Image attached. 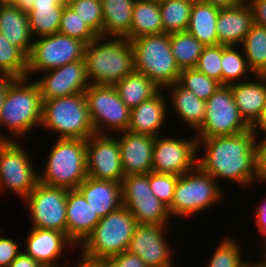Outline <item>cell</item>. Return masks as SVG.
Instances as JSON below:
<instances>
[{
  "label": "cell",
  "instance_id": "obj_1",
  "mask_svg": "<svg viewBox=\"0 0 266 267\" xmlns=\"http://www.w3.org/2000/svg\"><path fill=\"white\" fill-rule=\"evenodd\" d=\"M198 150L205 153L197 158V165L217 181L226 179L243 188L256 180V142L250 130L225 136L197 138ZM203 145V146H200Z\"/></svg>",
  "mask_w": 266,
  "mask_h": 267
},
{
  "label": "cell",
  "instance_id": "obj_2",
  "mask_svg": "<svg viewBox=\"0 0 266 267\" xmlns=\"http://www.w3.org/2000/svg\"><path fill=\"white\" fill-rule=\"evenodd\" d=\"M84 59L90 84L115 86L134 71V51L126 37L98 36L86 45Z\"/></svg>",
  "mask_w": 266,
  "mask_h": 267
},
{
  "label": "cell",
  "instance_id": "obj_3",
  "mask_svg": "<svg viewBox=\"0 0 266 267\" xmlns=\"http://www.w3.org/2000/svg\"><path fill=\"white\" fill-rule=\"evenodd\" d=\"M42 120V99L38 84L28 78H15L7 88L0 114V127H6L12 137H1L10 141L21 140ZM14 137V138H13Z\"/></svg>",
  "mask_w": 266,
  "mask_h": 267
},
{
  "label": "cell",
  "instance_id": "obj_4",
  "mask_svg": "<svg viewBox=\"0 0 266 267\" xmlns=\"http://www.w3.org/2000/svg\"><path fill=\"white\" fill-rule=\"evenodd\" d=\"M130 41L134 71L146 75L160 89L178 82L181 69L172 55L170 34L144 35Z\"/></svg>",
  "mask_w": 266,
  "mask_h": 267
},
{
  "label": "cell",
  "instance_id": "obj_5",
  "mask_svg": "<svg viewBox=\"0 0 266 267\" xmlns=\"http://www.w3.org/2000/svg\"><path fill=\"white\" fill-rule=\"evenodd\" d=\"M41 126L59 139H88L95 134L84 93L42 101Z\"/></svg>",
  "mask_w": 266,
  "mask_h": 267
},
{
  "label": "cell",
  "instance_id": "obj_6",
  "mask_svg": "<svg viewBox=\"0 0 266 267\" xmlns=\"http://www.w3.org/2000/svg\"><path fill=\"white\" fill-rule=\"evenodd\" d=\"M39 182L51 187L76 189L87 177L86 140L56 139Z\"/></svg>",
  "mask_w": 266,
  "mask_h": 267
},
{
  "label": "cell",
  "instance_id": "obj_7",
  "mask_svg": "<svg viewBox=\"0 0 266 267\" xmlns=\"http://www.w3.org/2000/svg\"><path fill=\"white\" fill-rule=\"evenodd\" d=\"M136 225L131 212L120 206L101 218L80 244L81 253L95 259H107L128 250Z\"/></svg>",
  "mask_w": 266,
  "mask_h": 267
},
{
  "label": "cell",
  "instance_id": "obj_8",
  "mask_svg": "<svg viewBox=\"0 0 266 267\" xmlns=\"http://www.w3.org/2000/svg\"><path fill=\"white\" fill-rule=\"evenodd\" d=\"M217 180L198 165L180 175L175 187L171 206L168 208L170 216L187 217L200 213L211 205L217 204L224 198V194Z\"/></svg>",
  "mask_w": 266,
  "mask_h": 267
},
{
  "label": "cell",
  "instance_id": "obj_9",
  "mask_svg": "<svg viewBox=\"0 0 266 267\" xmlns=\"http://www.w3.org/2000/svg\"><path fill=\"white\" fill-rule=\"evenodd\" d=\"M86 43L59 32L33 39L26 77L84 59Z\"/></svg>",
  "mask_w": 266,
  "mask_h": 267
},
{
  "label": "cell",
  "instance_id": "obj_10",
  "mask_svg": "<svg viewBox=\"0 0 266 267\" xmlns=\"http://www.w3.org/2000/svg\"><path fill=\"white\" fill-rule=\"evenodd\" d=\"M95 134L127 131L130 109L121 100L114 86L91 84L84 92Z\"/></svg>",
  "mask_w": 266,
  "mask_h": 267
},
{
  "label": "cell",
  "instance_id": "obj_11",
  "mask_svg": "<svg viewBox=\"0 0 266 267\" xmlns=\"http://www.w3.org/2000/svg\"><path fill=\"white\" fill-rule=\"evenodd\" d=\"M122 205L134 216L137 224L167 225L171 217L152 192L148 174L127 175L121 182Z\"/></svg>",
  "mask_w": 266,
  "mask_h": 267
},
{
  "label": "cell",
  "instance_id": "obj_12",
  "mask_svg": "<svg viewBox=\"0 0 266 267\" xmlns=\"http://www.w3.org/2000/svg\"><path fill=\"white\" fill-rule=\"evenodd\" d=\"M250 130L235 103L231 86L221 85L206 101V115L197 138L235 135Z\"/></svg>",
  "mask_w": 266,
  "mask_h": 267
},
{
  "label": "cell",
  "instance_id": "obj_13",
  "mask_svg": "<svg viewBox=\"0 0 266 267\" xmlns=\"http://www.w3.org/2000/svg\"><path fill=\"white\" fill-rule=\"evenodd\" d=\"M19 141H9L0 152V191L10 189L22 201L39 182V173Z\"/></svg>",
  "mask_w": 266,
  "mask_h": 267
},
{
  "label": "cell",
  "instance_id": "obj_14",
  "mask_svg": "<svg viewBox=\"0 0 266 267\" xmlns=\"http://www.w3.org/2000/svg\"><path fill=\"white\" fill-rule=\"evenodd\" d=\"M68 189L40 182L23 200L29 208L34 228L50 229L66 234V198Z\"/></svg>",
  "mask_w": 266,
  "mask_h": 267
},
{
  "label": "cell",
  "instance_id": "obj_15",
  "mask_svg": "<svg viewBox=\"0 0 266 267\" xmlns=\"http://www.w3.org/2000/svg\"><path fill=\"white\" fill-rule=\"evenodd\" d=\"M155 137L152 154L153 172L177 176L191 171L197 166L198 140L177 138L163 134Z\"/></svg>",
  "mask_w": 266,
  "mask_h": 267
},
{
  "label": "cell",
  "instance_id": "obj_16",
  "mask_svg": "<svg viewBox=\"0 0 266 267\" xmlns=\"http://www.w3.org/2000/svg\"><path fill=\"white\" fill-rule=\"evenodd\" d=\"M86 170L94 179L122 182L125 174L117 137L106 133L86 139Z\"/></svg>",
  "mask_w": 266,
  "mask_h": 267
},
{
  "label": "cell",
  "instance_id": "obj_17",
  "mask_svg": "<svg viewBox=\"0 0 266 267\" xmlns=\"http://www.w3.org/2000/svg\"><path fill=\"white\" fill-rule=\"evenodd\" d=\"M45 76L35 80L42 101L84 93L91 85L87 77L85 59L67 63L43 72Z\"/></svg>",
  "mask_w": 266,
  "mask_h": 267
},
{
  "label": "cell",
  "instance_id": "obj_18",
  "mask_svg": "<svg viewBox=\"0 0 266 267\" xmlns=\"http://www.w3.org/2000/svg\"><path fill=\"white\" fill-rule=\"evenodd\" d=\"M167 225L137 224L128 251L139 256L148 267H174L172 249L165 237Z\"/></svg>",
  "mask_w": 266,
  "mask_h": 267
},
{
  "label": "cell",
  "instance_id": "obj_19",
  "mask_svg": "<svg viewBox=\"0 0 266 267\" xmlns=\"http://www.w3.org/2000/svg\"><path fill=\"white\" fill-rule=\"evenodd\" d=\"M70 246L76 248L75 244L63 232L31 227L23 252L43 267H65L55 262L63 255V250L67 249L65 247L70 248Z\"/></svg>",
  "mask_w": 266,
  "mask_h": 267
},
{
  "label": "cell",
  "instance_id": "obj_20",
  "mask_svg": "<svg viewBox=\"0 0 266 267\" xmlns=\"http://www.w3.org/2000/svg\"><path fill=\"white\" fill-rule=\"evenodd\" d=\"M122 134V135H121ZM117 140L121 152V165L125 176L148 174L152 169V154L155 136L120 132Z\"/></svg>",
  "mask_w": 266,
  "mask_h": 267
},
{
  "label": "cell",
  "instance_id": "obj_21",
  "mask_svg": "<svg viewBox=\"0 0 266 267\" xmlns=\"http://www.w3.org/2000/svg\"><path fill=\"white\" fill-rule=\"evenodd\" d=\"M101 220L77 189L68 190L66 198V235L81 244Z\"/></svg>",
  "mask_w": 266,
  "mask_h": 267
},
{
  "label": "cell",
  "instance_id": "obj_22",
  "mask_svg": "<svg viewBox=\"0 0 266 267\" xmlns=\"http://www.w3.org/2000/svg\"><path fill=\"white\" fill-rule=\"evenodd\" d=\"M253 13L246 0L219 10L216 30L219 44L238 46L253 24Z\"/></svg>",
  "mask_w": 266,
  "mask_h": 267
},
{
  "label": "cell",
  "instance_id": "obj_23",
  "mask_svg": "<svg viewBox=\"0 0 266 267\" xmlns=\"http://www.w3.org/2000/svg\"><path fill=\"white\" fill-rule=\"evenodd\" d=\"M161 89L151 99L139 104L130 111V122L127 131L135 134L158 136L163 125L166 123V117L169 101L166 102ZM166 102V103H165ZM160 130V131H159Z\"/></svg>",
  "mask_w": 266,
  "mask_h": 267
},
{
  "label": "cell",
  "instance_id": "obj_24",
  "mask_svg": "<svg viewBox=\"0 0 266 267\" xmlns=\"http://www.w3.org/2000/svg\"><path fill=\"white\" fill-rule=\"evenodd\" d=\"M100 218L122 206L121 183L87 177L76 188Z\"/></svg>",
  "mask_w": 266,
  "mask_h": 267
},
{
  "label": "cell",
  "instance_id": "obj_25",
  "mask_svg": "<svg viewBox=\"0 0 266 267\" xmlns=\"http://www.w3.org/2000/svg\"><path fill=\"white\" fill-rule=\"evenodd\" d=\"M0 34L27 56L30 55L33 37L25 6L0 4Z\"/></svg>",
  "mask_w": 266,
  "mask_h": 267
},
{
  "label": "cell",
  "instance_id": "obj_26",
  "mask_svg": "<svg viewBox=\"0 0 266 267\" xmlns=\"http://www.w3.org/2000/svg\"><path fill=\"white\" fill-rule=\"evenodd\" d=\"M253 81L230 85L235 103L245 122L251 126L266 105V75H254Z\"/></svg>",
  "mask_w": 266,
  "mask_h": 267
},
{
  "label": "cell",
  "instance_id": "obj_27",
  "mask_svg": "<svg viewBox=\"0 0 266 267\" xmlns=\"http://www.w3.org/2000/svg\"><path fill=\"white\" fill-rule=\"evenodd\" d=\"M64 6L57 0H32L25 6L33 39L58 32Z\"/></svg>",
  "mask_w": 266,
  "mask_h": 267
},
{
  "label": "cell",
  "instance_id": "obj_28",
  "mask_svg": "<svg viewBox=\"0 0 266 267\" xmlns=\"http://www.w3.org/2000/svg\"><path fill=\"white\" fill-rule=\"evenodd\" d=\"M169 98L179 119L195 131L202 125L206 115V101L198 98L192 91L183 88L178 82L166 86Z\"/></svg>",
  "mask_w": 266,
  "mask_h": 267
},
{
  "label": "cell",
  "instance_id": "obj_29",
  "mask_svg": "<svg viewBox=\"0 0 266 267\" xmlns=\"http://www.w3.org/2000/svg\"><path fill=\"white\" fill-rule=\"evenodd\" d=\"M219 10L200 0H195L192 5L187 31L204 46L219 45L216 30Z\"/></svg>",
  "mask_w": 266,
  "mask_h": 267
},
{
  "label": "cell",
  "instance_id": "obj_30",
  "mask_svg": "<svg viewBox=\"0 0 266 267\" xmlns=\"http://www.w3.org/2000/svg\"><path fill=\"white\" fill-rule=\"evenodd\" d=\"M136 0H101L103 37H125L130 32Z\"/></svg>",
  "mask_w": 266,
  "mask_h": 267
},
{
  "label": "cell",
  "instance_id": "obj_31",
  "mask_svg": "<svg viewBox=\"0 0 266 267\" xmlns=\"http://www.w3.org/2000/svg\"><path fill=\"white\" fill-rule=\"evenodd\" d=\"M163 33L161 10L159 3L149 0H136L133 7L130 32L127 39H135L144 35Z\"/></svg>",
  "mask_w": 266,
  "mask_h": 267
},
{
  "label": "cell",
  "instance_id": "obj_32",
  "mask_svg": "<svg viewBox=\"0 0 266 267\" xmlns=\"http://www.w3.org/2000/svg\"><path fill=\"white\" fill-rule=\"evenodd\" d=\"M123 103L131 110L151 99L161 89L146 75L133 71L115 86Z\"/></svg>",
  "mask_w": 266,
  "mask_h": 267
},
{
  "label": "cell",
  "instance_id": "obj_33",
  "mask_svg": "<svg viewBox=\"0 0 266 267\" xmlns=\"http://www.w3.org/2000/svg\"><path fill=\"white\" fill-rule=\"evenodd\" d=\"M241 45L249 69L254 75H266V26L253 23Z\"/></svg>",
  "mask_w": 266,
  "mask_h": 267
},
{
  "label": "cell",
  "instance_id": "obj_34",
  "mask_svg": "<svg viewBox=\"0 0 266 267\" xmlns=\"http://www.w3.org/2000/svg\"><path fill=\"white\" fill-rule=\"evenodd\" d=\"M170 45L179 68H195L204 45L188 31L170 34Z\"/></svg>",
  "mask_w": 266,
  "mask_h": 267
},
{
  "label": "cell",
  "instance_id": "obj_35",
  "mask_svg": "<svg viewBox=\"0 0 266 267\" xmlns=\"http://www.w3.org/2000/svg\"><path fill=\"white\" fill-rule=\"evenodd\" d=\"M195 0H168L159 4L163 33L187 31L191 8Z\"/></svg>",
  "mask_w": 266,
  "mask_h": 267
},
{
  "label": "cell",
  "instance_id": "obj_36",
  "mask_svg": "<svg viewBox=\"0 0 266 267\" xmlns=\"http://www.w3.org/2000/svg\"><path fill=\"white\" fill-rule=\"evenodd\" d=\"M28 56L0 34V72L4 76L26 78Z\"/></svg>",
  "mask_w": 266,
  "mask_h": 267
},
{
  "label": "cell",
  "instance_id": "obj_37",
  "mask_svg": "<svg viewBox=\"0 0 266 267\" xmlns=\"http://www.w3.org/2000/svg\"><path fill=\"white\" fill-rule=\"evenodd\" d=\"M236 48L237 46L222 45V85L230 86L240 82L242 78L245 80V75L249 73L254 76L248 67L245 54Z\"/></svg>",
  "mask_w": 266,
  "mask_h": 267
},
{
  "label": "cell",
  "instance_id": "obj_38",
  "mask_svg": "<svg viewBox=\"0 0 266 267\" xmlns=\"http://www.w3.org/2000/svg\"><path fill=\"white\" fill-rule=\"evenodd\" d=\"M178 83L192 91L198 98L207 101L221 86L217 80L201 73L196 68L182 69Z\"/></svg>",
  "mask_w": 266,
  "mask_h": 267
},
{
  "label": "cell",
  "instance_id": "obj_39",
  "mask_svg": "<svg viewBox=\"0 0 266 267\" xmlns=\"http://www.w3.org/2000/svg\"><path fill=\"white\" fill-rule=\"evenodd\" d=\"M58 32L89 44L98 35L69 5L64 6Z\"/></svg>",
  "mask_w": 266,
  "mask_h": 267
},
{
  "label": "cell",
  "instance_id": "obj_40",
  "mask_svg": "<svg viewBox=\"0 0 266 267\" xmlns=\"http://www.w3.org/2000/svg\"><path fill=\"white\" fill-rule=\"evenodd\" d=\"M236 241L232 237L222 238L209 260L208 267H247L248 261L243 260L240 244Z\"/></svg>",
  "mask_w": 266,
  "mask_h": 267
},
{
  "label": "cell",
  "instance_id": "obj_41",
  "mask_svg": "<svg viewBox=\"0 0 266 267\" xmlns=\"http://www.w3.org/2000/svg\"><path fill=\"white\" fill-rule=\"evenodd\" d=\"M69 6L98 36H103L101 0H73Z\"/></svg>",
  "mask_w": 266,
  "mask_h": 267
},
{
  "label": "cell",
  "instance_id": "obj_42",
  "mask_svg": "<svg viewBox=\"0 0 266 267\" xmlns=\"http://www.w3.org/2000/svg\"><path fill=\"white\" fill-rule=\"evenodd\" d=\"M222 45L205 46L196 65L201 73L213 78L222 85Z\"/></svg>",
  "mask_w": 266,
  "mask_h": 267
},
{
  "label": "cell",
  "instance_id": "obj_43",
  "mask_svg": "<svg viewBox=\"0 0 266 267\" xmlns=\"http://www.w3.org/2000/svg\"><path fill=\"white\" fill-rule=\"evenodd\" d=\"M178 177L174 174L153 171L149 173V184L153 194L168 208L172 204Z\"/></svg>",
  "mask_w": 266,
  "mask_h": 267
},
{
  "label": "cell",
  "instance_id": "obj_44",
  "mask_svg": "<svg viewBox=\"0 0 266 267\" xmlns=\"http://www.w3.org/2000/svg\"><path fill=\"white\" fill-rule=\"evenodd\" d=\"M21 252L15 240L0 236V267H8Z\"/></svg>",
  "mask_w": 266,
  "mask_h": 267
},
{
  "label": "cell",
  "instance_id": "obj_45",
  "mask_svg": "<svg viewBox=\"0 0 266 267\" xmlns=\"http://www.w3.org/2000/svg\"><path fill=\"white\" fill-rule=\"evenodd\" d=\"M107 267H148L137 255L128 250L106 259Z\"/></svg>",
  "mask_w": 266,
  "mask_h": 267
},
{
  "label": "cell",
  "instance_id": "obj_46",
  "mask_svg": "<svg viewBox=\"0 0 266 267\" xmlns=\"http://www.w3.org/2000/svg\"><path fill=\"white\" fill-rule=\"evenodd\" d=\"M256 179L266 183V139L256 142Z\"/></svg>",
  "mask_w": 266,
  "mask_h": 267
},
{
  "label": "cell",
  "instance_id": "obj_47",
  "mask_svg": "<svg viewBox=\"0 0 266 267\" xmlns=\"http://www.w3.org/2000/svg\"><path fill=\"white\" fill-rule=\"evenodd\" d=\"M252 9L253 22L266 26V0H246Z\"/></svg>",
  "mask_w": 266,
  "mask_h": 267
},
{
  "label": "cell",
  "instance_id": "obj_48",
  "mask_svg": "<svg viewBox=\"0 0 266 267\" xmlns=\"http://www.w3.org/2000/svg\"><path fill=\"white\" fill-rule=\"evenodd\" d=\"M265 201L260 204V206H256L255 214V224L258 226L259 232L261 235L266 238V198H264ZM258 207V208H257ZM264 240V246H266V239Z\"/></svg>",
  "mask_w": 266,
  "mask_h": 267
},
{
  "label": "cell",
  "instance_id": "obj_49",
  "mask_svg": "<svg viewBox=\"0 0 266 267\" xmlns=\"http://www.w3.org/2000/svg\"><path fill=\"white\" fill-rule=\"evenodd\" d=\"M259 132H264V136L261 140L266 139V105L262 108L258 118L254 121V123L250 126V131L257 138L258 130Z\"/></svg>",
  "mask_w": 266,
  "mask_h": 267
},
{
  "label": "cell",
  "instance_id": "obj_50",
  "mask_svg": "<svg viewBox=\"0 0 266 267\" xmlns=\"http://www.w3.org/2000/svg\"><path fill=\"white\" fill-rule=\"evenodd\" d=\"M8 267H43L39 262L23 251L10 263Z\"/></svg>",
  "mask_w": 266,
  "mask_h": 267
},
{
  "label": "cell",
  "instance_id": "obj_51",
  "mask_svg": "<svg viewBox=\"0 0 266 267\" xmlns=\"http://www.w3.org/2000/svg\"><path fill=\"white\" fill-rule=\"evenodd\" d=\"M77 267H107L106 259H95L81 253Z\"/></svg>",
  "mask_w": 266,
  "mask_h": 267
},
{
  "label": "cell",
  "instance_id": "obj_52",
  "mask_svg": "<svg viewBox=\"0 0 266 267\" xmlns=\"http://www.w3.org/2000/svg\"><path fill=\"white\" fill-rule=\"evenodd\" d=\"M15 78L10 76H0V114L1 109L6 97L8 85L14 80Z\"/></svg>",
  "mask_w": 266,
  "mask_h": 267
},
{
  "label": "cell",
  "instance_id": "obj_53",
  "mask_svg": "<svg viewBox=\"0 0 266 267\" xmlns=\"http://www.w3.org/2000/svg\"><path fill=\"white\" fill-rule=\"evenodd\" d=\"M219 9L227 8L241 3L244 0H200Z\"/></svg>",
  "mask_w": 266,
  "mask_h": 267
},
{
  "label": "cell",
  "instance_id": "obj_54",
  "mask_svg": "<svg viewBox=\"0 0 266 267\" xmlns=\"http://www.w3.org/2000/svg\"><path fill=\"white\" fill-rule=\"evenodd\" d=\"M0 4L23 5L24 0H0Z\"/></svg>",
  "mask_w": 266,
  "mask_h": 267
},
{
  "label": "cell",
  "instance_id": "obj_55",
  "mask_svg": "<svg viewBox=\"0 0 266 267\" xmlns=\"http://www.w3.org/2000/svg\"><path fill=\"white\" fill-rule=\"evenodd\" d=\"M262 259H264V261L262 260V261L257 262V263L256 262L251 263L248 260V266L247 267H266V258L264 257Z\"/></svg>",
  "mask_w": 266,
  "mask_h": 267
},
{
  "label": "cell",
  "instance_id": "obj_56",
  "mask_svg": "<svg viewBox=\"0 0 266 267\" xmlns=\"http://www.w3.org/2000/svg\"><path fill=\"white\" fill-rule=\"evenodd\" d=\"M10 140L5 139L3 137L0 136V152L2 150V148L9 142Z\"/></svg>",
  "mask_w": 266,
  "mask_h": 267
},
{
  "label": "cell",
  "instance_id": "obj_57",
  "mask_svg": "<svg viewBox=\"0 0 266 267\" xmlns=\"http://www.w3.org/2000/svg\"><path fill=\"white\" fill-rule=\"evenodd\" d=\"M57 1L60 4L65 5V6H68V5H70L73 2V0H57Z\"/></svg>",
  "mask_w": 266,
  "mask_h": 267
},
{
  "label": "cell",
  "instance_id": "obj_58",
  "mask_svg": "<svg viewBox=\"0 0 266 267\" xmlns=\"http://www.w3.org/2000/svg\"><path fill=\"white\" fill-rule=\"evenodd\" d=\"M149 1H153L155 3H162V2H165V1H168V0H149Z\"/></svg>",
  "mask_w": 266,
  "mask_h": 267
},
{
  "label": "cell",
  "instance_id": "obj_59",
  "mask_svg": "<svg viewBox=\"0 0 266 267\" xmlns=\"http://www.w3.org/2000/svg\"><path fill=\"white\" fill-rule=\"evenodd\" d=\"M264 248L265 249H264L263 255H261V256L266 258V246Z\"/></svg>",
  "mask_w": 266,
  "mask_h": 267
},
{
  "label": "cell",
  "instance_id": "obj_60",
  "mask_svg": "<svg viewBox=\"0 0 266 267\" xmlns=\"http://www.w3.org/2000/svg\"><path fill=\"white\" fill-rule=\"evenodd\" d=\"M32 0H24V6H26Z\"/></svg>",
  "mask_w": 266,
  "mask_h": 267
}]
</instances>
